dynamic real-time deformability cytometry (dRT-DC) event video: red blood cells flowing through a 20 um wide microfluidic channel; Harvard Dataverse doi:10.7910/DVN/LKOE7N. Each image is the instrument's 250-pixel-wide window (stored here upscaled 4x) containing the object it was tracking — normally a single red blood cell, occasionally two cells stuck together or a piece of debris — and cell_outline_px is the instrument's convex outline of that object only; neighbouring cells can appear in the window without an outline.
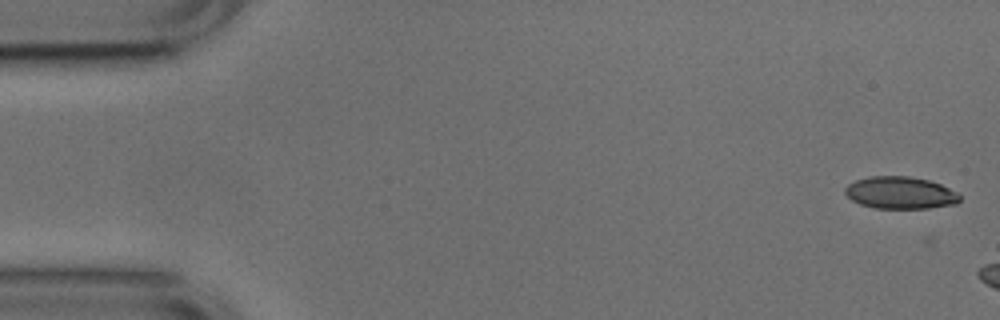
{"species": "common noctule bat (a hibernating species)", "species_latin": "Nyctalus noctula", "temperature_condition": "cold", "stored_images_in_passage": 2, "camera_frame_rate_fps": 3000, "um_per_image_px": 0.085, "animal": {"sex": "male", "body_mass_g": 17.9, "forearm_length_mm": 54.2}, "frame": {"image": 1, "passage_image": 1, "time_ms": 0.0, "image_size_px": [1000, 320], "cell_outline_px": [[960, 200], [956, 204], [928, 208], [876, 208], [860, 204], [852, 200], [844, 192], [844, 188], [848, 184], [856, 180], [868, 176], [908, 176], [928, 180], [940, 184], [956, 192], [960, 196]], "centroid_in_image_um": [76.51, 16.38], "position_along_channel_um": 8.5, "area_um2": 21.44}}